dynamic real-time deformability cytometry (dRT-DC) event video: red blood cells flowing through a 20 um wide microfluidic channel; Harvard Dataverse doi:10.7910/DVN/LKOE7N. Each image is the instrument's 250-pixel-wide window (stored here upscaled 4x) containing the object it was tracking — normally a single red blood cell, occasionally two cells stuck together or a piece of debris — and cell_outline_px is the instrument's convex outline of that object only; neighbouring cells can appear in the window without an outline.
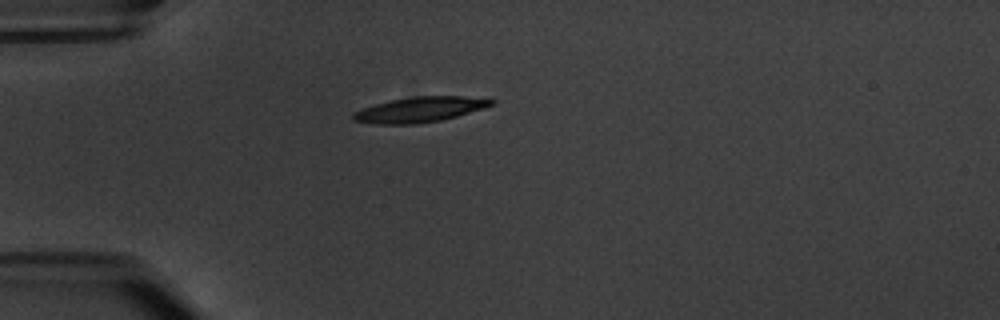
{"species": "common noctule bat (a hibernating species)", "species_latin": "Nyctalus noctula", "temperature_condition": "warm", "stored_images_in_passage": 4, "camera_frame_rate_fps": 3000, "um_per_image_px": 0.085, "animal": {"sex": "male", "body_mass_g": 20.1, "forearm_length_mm": 53.5}, "frame": {"image": 1, "passage_image": 1, "time_ms": 0.0, "image_size_px": [1000, 320], "cell_outline_px": [[496, 104], [484, 108], [456, 116], [440, 120], [416, 124], [372, 124], [352, 120], [352, 112], [388, 100], [412, 96], [460, 96], [496, 100]], "centroid_in_image_um": [35.66, 9.31], "position_along_channel_um": 49.3, "area_um2": 20.35}}